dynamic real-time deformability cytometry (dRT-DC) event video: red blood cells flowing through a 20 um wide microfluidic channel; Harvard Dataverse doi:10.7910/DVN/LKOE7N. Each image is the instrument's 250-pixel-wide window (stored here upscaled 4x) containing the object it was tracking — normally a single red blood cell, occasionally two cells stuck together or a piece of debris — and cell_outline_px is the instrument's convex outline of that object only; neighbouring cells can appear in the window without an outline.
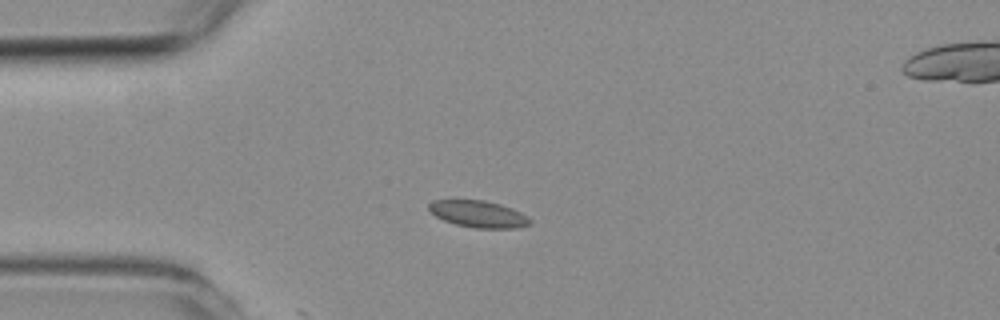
{"species": "common noctule bat (a hibernating species)", "species_latin": "Nyctalus noctula", "temperature_condition": "room temperature", "stored_images_in_passage": 6, "camera_frame_rate_fps": 3000, "um_per_image_px": 0.085, "animal": {"sex": "female", "body_mass_g": 19.3, "forearm_length_mm": 54.1}, "frame": {"image": 1, "passage_image": 3, "time_ms": 2.333, "image_size_px": [1000, 320], "cell_outline_px": [[532, 224], [516, 228], [476, 228], [456, 224], [444, 220], [436, 216], [428, 208], [428, 204], [432, 200], [484, 200], [500, 204], [512, 208], [528, 216], [532, 220]], "centroid_in_image_um": [40.7, 18.19], "position_along_channel_um": 44.3, "area_um2": 15.78}}
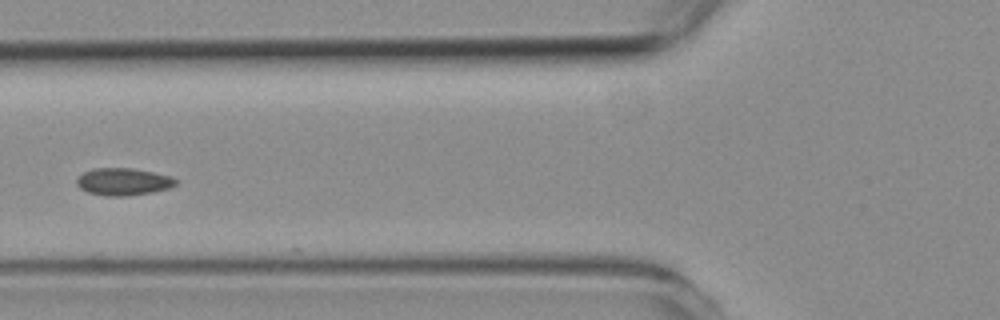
{"frame": {"image": 2, "passage_image": 5, "time_ms": 4.667, "image_size_px": [1000, 320], "cell_outline_px": [[176, 184], [168, 188], [152, 192], [124, 196], [104, 196], [88, 192], [80, 188], [76, 184], [76, 180], [84, 172], [92, 168], [132, 168], [172, 176], [176, 180]], "centroid_in_image_um": [10.45, 15.44], "position_along_channel_um": 115.3, "area_um2": 15.66}}
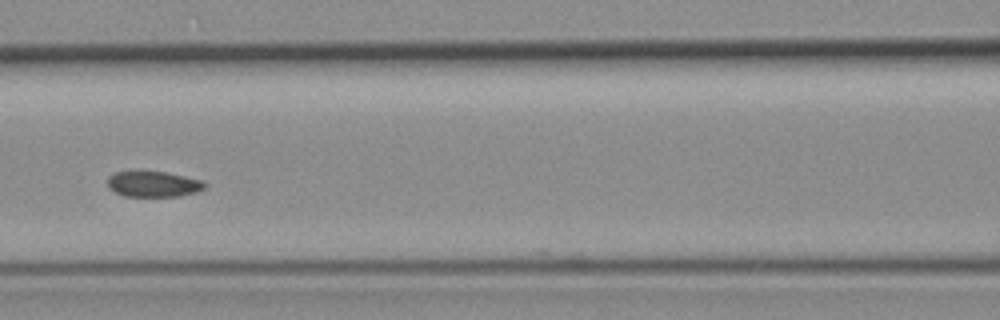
{"frame": {"image": 3, "passage_image": 6, "time_ms": 5.667, "image_size_px": [1000, 320], "cell_outline_px": [[208, 184], [204, 188], [196, 192], [180, 196], [124, 196], [108, 188], [108, 176], [116, 172], [140, 168], [164, 172], [204, 180]], "centroid_in_image_um": [13.01, 15.6], "position_along_channel_um": 153.6, "area_um2": 15.14}}